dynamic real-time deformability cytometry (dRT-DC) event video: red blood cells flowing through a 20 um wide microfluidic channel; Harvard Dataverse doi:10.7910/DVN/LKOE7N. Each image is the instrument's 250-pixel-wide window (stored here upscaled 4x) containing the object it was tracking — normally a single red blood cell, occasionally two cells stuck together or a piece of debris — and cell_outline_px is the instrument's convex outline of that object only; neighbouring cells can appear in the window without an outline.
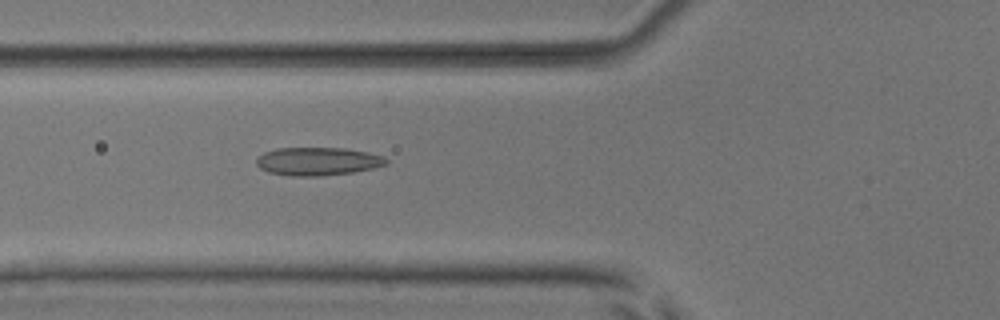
{"species": "common noctule bat (a hibernating species)", "species_latin": "Nyctalus noctula", "temperature_condition": "room temperature", "stored_images_in_passage": 41, "camera_frame_rate_fps": 3000, "um_per_image_px": 0.085, "animal": {"sex": "male", "body_mass_g": 17.9, "forearm_length_mm": 54.2}, "frame": {"image": 1, "passage_image": 10, "time_ms": 3.0, "image_size_px": [1000, 320], "cell_outline_px": [[388, 164], [372, 168], [352, 172], [320, 176], [292, 176], [268, 172], [260, 168], [256, 164], [256, 160], [264, 152], [276, 148], [344, 148], [368, 152], [384, 156], [388, 160]], "centroid_in_image_um": [27.01, 13.71], "position_along_channel_um": 98.8, "area_um2": 21.27}}
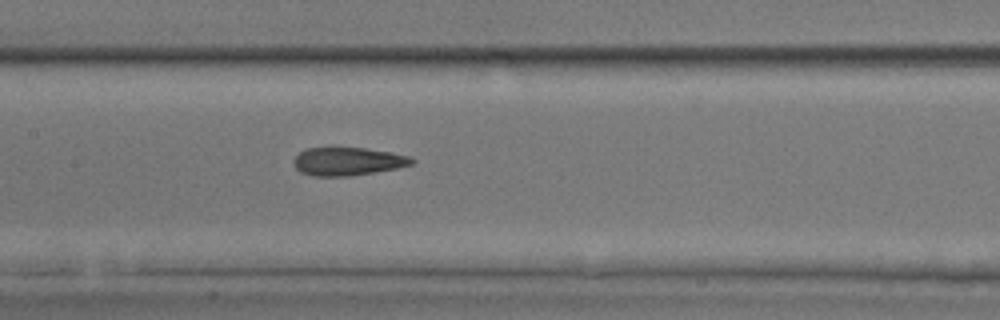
{"frame": {"image": 2, "passage_image": 16, "time_ms": 5.0, "image_size_px": [1000, 320], "cell_outline_px": [[416, 160], [412, 164], [396, 168], [348, 176], [312, 176], [300, 172], [296, 168], [292, 160], [300, 152], [308, 148], [332, 144], [364, 148], [388, 152], [408, 156]], "centroid_in_image_um": [29.47, 13.67], "position_along_channel_um": 177.9, "area_um2": 19.88}}
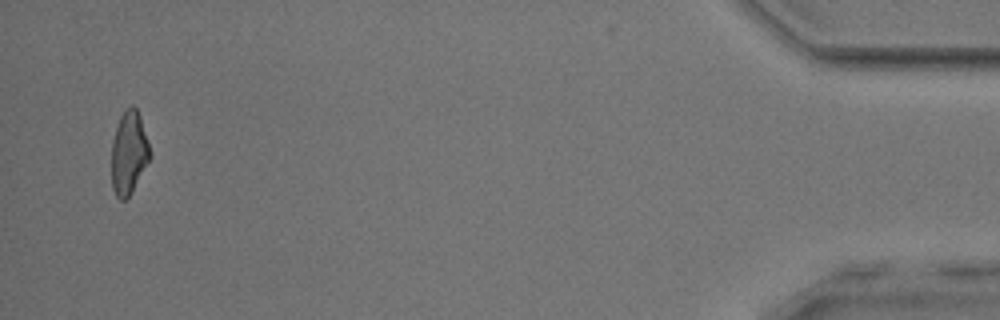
{"frame": {"image": 3, "passage_image": 41, "time_ms": 13.333, "image_size_px": [1000, 320], "cell_outline_px": [[148, 160], [132, 192], [124, 200], [120, 200], [116, 196], [112, 188], [112, 140], [120, 116], [132, 104], [136, 108], [140, 116], [148, 140]], "centroid_in_image_um": [10.92, 12.99], "position_along_channel_um": 424.3, "area_um2": 18.09}, "authors_computed_cell_mechanics": {"area_um2": 19.7098, "velocity_mm_per_s": 3.9446, "shape_relaxation_time_tau1_ms": 10.6637, "shape_relaxation_time_tau2_ms": 1.5595, "deformation_change_tau1": 0.2639, "deformation_change_tau2": 0.1058}}